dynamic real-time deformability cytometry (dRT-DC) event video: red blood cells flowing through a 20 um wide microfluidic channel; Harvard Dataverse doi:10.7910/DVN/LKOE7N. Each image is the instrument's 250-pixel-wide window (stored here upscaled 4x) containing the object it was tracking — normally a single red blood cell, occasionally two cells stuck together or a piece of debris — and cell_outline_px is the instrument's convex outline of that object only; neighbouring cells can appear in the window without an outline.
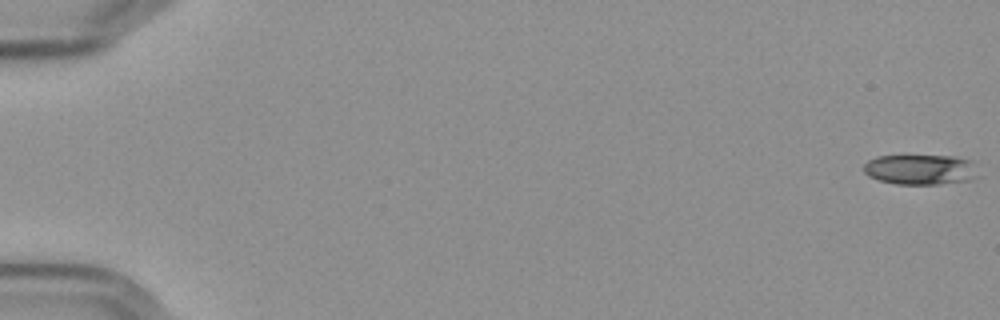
{"species": "Egyptian fruit bat (a non-hibernating species)", "species_latin": "Rousettus aegyptiacus", "temperature_condition": "cold", "stored_images_in_passage": 58, "camera_frame_rate_fps": 3000, "um_per_image_px": 0.085, "frame": {"image": 1, "passage_image": 1, "time_ms": 0.0, "image_size_px": [1000, 320], "cell_outline_px": [[980, 176], [972, 180], [936, 184], [896, 184], [880, 180], [868, 176], [864, 172], [864, 164], [868, 160], [876, 156], [952, 156], [972, 160]], "centroid_in_image_um": [78.27, 14.41], "position_along_channel_um": 6.7, "area_um2": 20.29}}
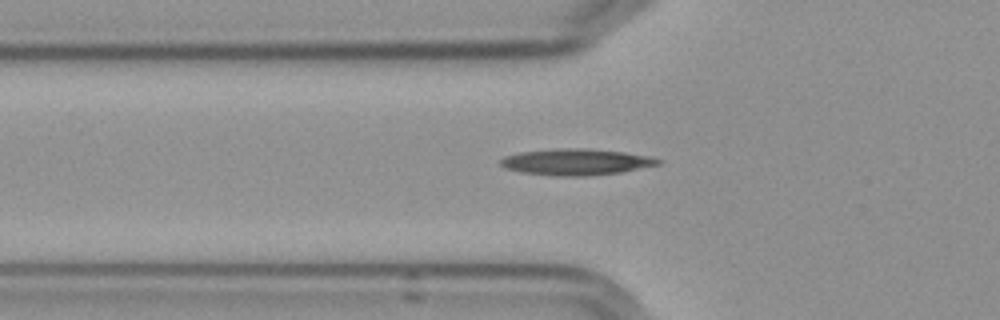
{"frame": {"image": 2, "passage_image": 21, "time_ms": 6.667, "image_size_px": [1000, 320], "cell_outline_px": [[664, 160], [660, 164], [620, 172], [584, 176], [556, 176], [524, 172], [504, 168], [500, 164], [500, 160], [504, 156], [520, 152], [560, 148], [584, 148], [624, 152], [648, 156]], "centroid_in_image_um": [48.96, 13.76], "position_along_channel_um": 76.8, "area_um2": 23.99}}
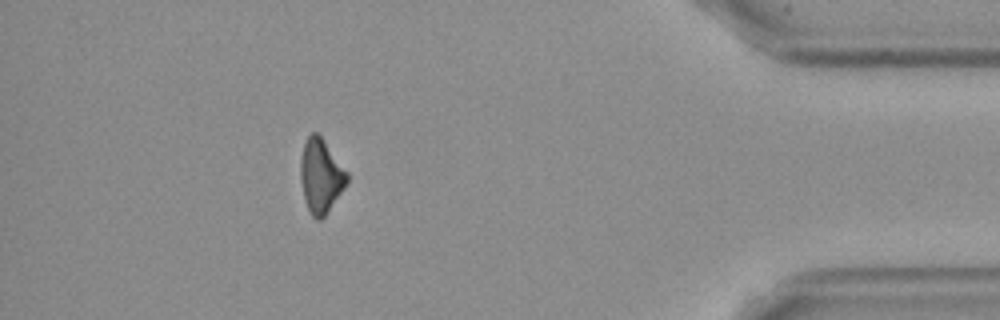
{"frame": {"image": 3, "passage_image": 52, "time_ms": 17.0, "image_size_px": [1000, 320], "cell_outline_px": [[348, 180], [344, 188], [324, 216], [320, 220], [316, 220], [312, 216], [304, 200], [300, 180], [300, 160], [304, 144], [308, 136], [312, 132], [316, 132], [324, 140], [348, 172]], "centroid_in_image_um": [27.26, 14.95], "position_along_channel_um": 407.9, "area_um2": 19.94}}